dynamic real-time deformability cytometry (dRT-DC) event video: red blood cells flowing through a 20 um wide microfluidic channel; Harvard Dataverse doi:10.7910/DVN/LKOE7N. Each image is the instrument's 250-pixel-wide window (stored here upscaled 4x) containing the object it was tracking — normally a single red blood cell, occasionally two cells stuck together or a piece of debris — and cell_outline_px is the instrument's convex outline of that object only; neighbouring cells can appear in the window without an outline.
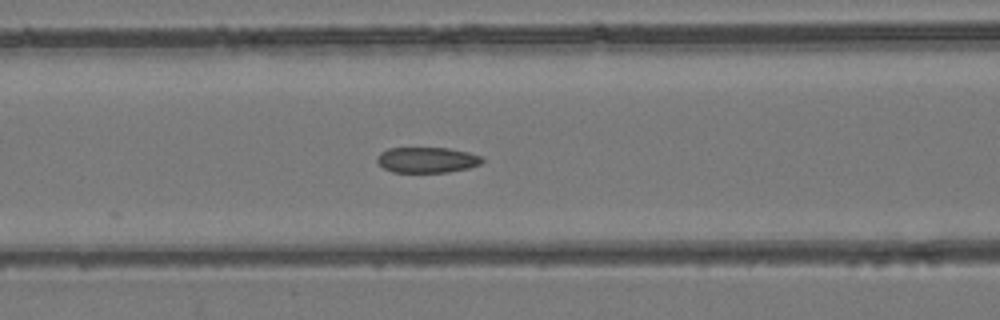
{"species": "common noctule bat (a hibernating species)", "species_latin": "Nyctalus noctula", "temperature_condition": "room temperature", "stored_images_in_passage": 34, "camera_frame_rate_fps": 3000, "um_per_image_px": 0.085, "animal": {"sex": "female", "body_mass_g": 24.6, "forearm_length_mm": 56.2}, "frame": {"image": 1, "passage_image": 11, "time_ms": 3.333, "image_size_px": [1000, 320], "cell_outline_px": [[484, 160], [480, 164], [468, 168], [448, 172], [392, 172], [384, 168], [376, 160], [376, 156], [380, 152], [388, 148], [448, 148], [468, 152], [480, 156]], "centroid_in_image_um": [36.27, 13.59], "position_along_channel_um": 130.3, "area_um2": 15.66}}
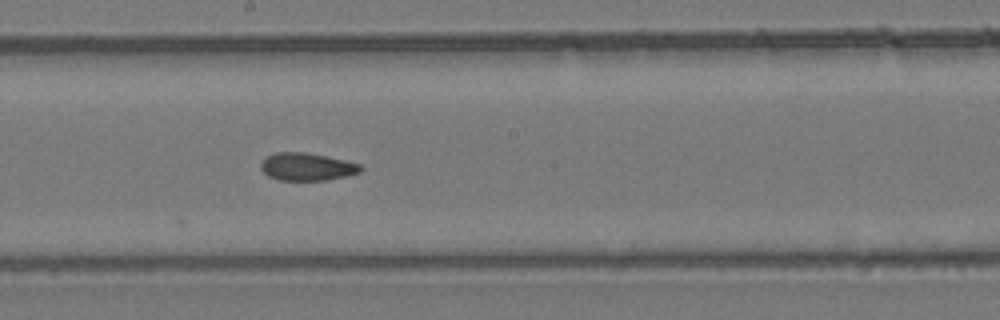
{"frame": {"image": 2, "passage_image": 18, "time_ms": 5.667, "image_size_px": [1000, 320], "cell_outline_px": [[364, 168], [360, 172], [328, 180], [280, 180], [268, 176], [260, 168], [260, 164], [268, 156], [276, 152], [304, 152], [344, 160], [360, 164]], "centroid_in_image_um": [26.09, 14.18], "position_along_channel_um": 222.1, "area_um2": 15.9}}
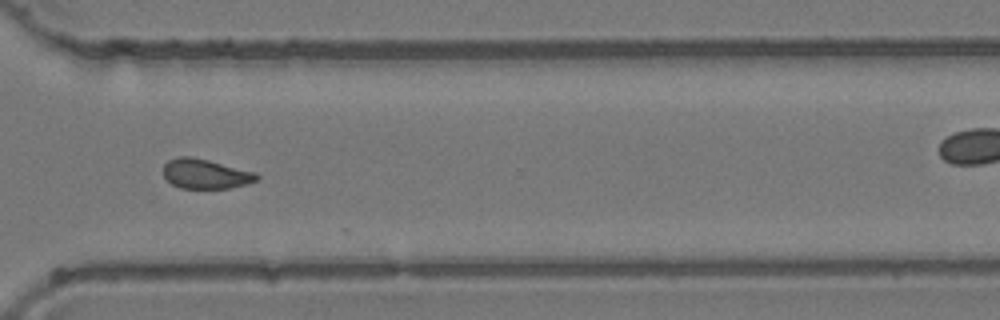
{"frame": {"image": 3, "passage_image": 28, "time_ms": 9.0, "image_size_px": [1000, 320], "cell_outline_px": [[260, 176], [256, 180], [244, 184], [228, 188], [180, 188], [172, 184], [164, 176], [164, 164], [168, 160], [180, 156], [188, 156], [208, 160], [256, 172]], "centroid_in_image_um": [17.45, 14.77], "position_along_channel_um": 353.1, "area_um2": 15.95}, "authors_computed_cell_mechanics": {"area_um2": 16.7042, "velocity_mm_per_s": 3.9388, "shape_relaxation_time_tau1_ms": null, "shape_relaxation_time_tau2_ms": 2.4455, "deformation_change_tau1": null, "deformation_change_tau2": 0.0792}}